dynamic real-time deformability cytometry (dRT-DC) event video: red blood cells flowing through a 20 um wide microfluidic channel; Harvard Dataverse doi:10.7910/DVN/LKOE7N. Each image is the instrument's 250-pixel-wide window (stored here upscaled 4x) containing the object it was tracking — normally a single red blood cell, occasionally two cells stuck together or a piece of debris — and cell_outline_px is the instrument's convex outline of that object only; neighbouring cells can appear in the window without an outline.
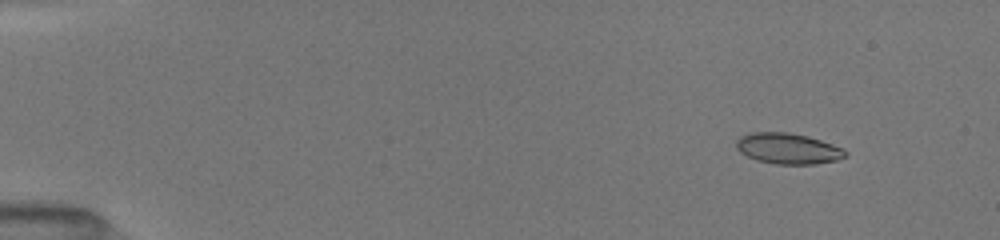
{"species": "common noctule bat (a hibernating species)", "species_latin": "Nyctalus noctula", "temperature_condition": "room temperature", "stored_images_in_passage": 59, "camera_frame_rate_fps": 3000, "um_per_image_px": 0.085, "animal": {"sex": "female", "body_mass_g": 19.5, "forearm_length_mm": 54.1}, "frame": {"image": 1, "passage_image": 9, "time_ms": 1.667, "image_size_px": [1000, 240], "cell_outline_px": [[848, 156], [836, 160], [816, 164], [776, 164], [756, 160], [740, 152], [736, 148], [736, 140], [740, 136], [752, 132], [788, 132], [808, 136], [844, 148], [848, 152]], "centroid_in_image_um": [66.99, 12.62], "position_along_channel_um": 18.0, "area_um2": 19.71}}
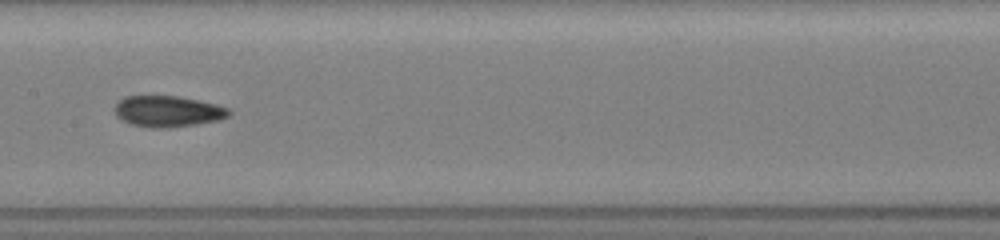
{"frame": {"image": 2, "passage_image": 28, "time_ms": 9.0, "image_size_px": [1000, 240], "cell_outline_px": [[232, 112], [228, 116], [220, 120], [196, 124], [168, 128], [152, 128], [132, 124], [120, 120], [116, 116], [116, 104], [124, 96], [176, 96], [216, 104], [228, 108]], "centroid_in_image_um": [14.27, 9.47], "position_along_channel_um": 193.1, "area_um2": 20.63}}
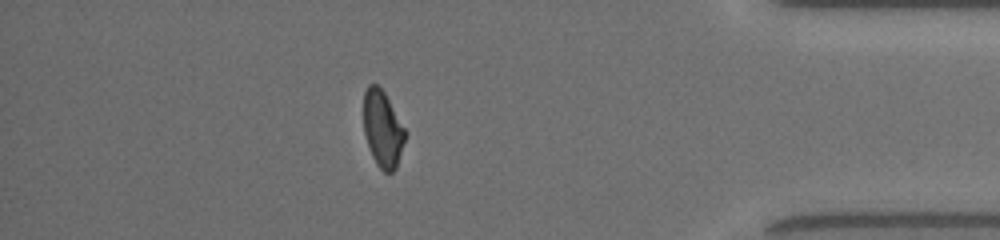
{"frame": {"image": 3, "passage_image": 52, "time_ms": 15.0, "image_size_px": [1000, 240], "cell_outline_px": [[404, 140], [396, 168], [392, 172], [384, 172], [376, 164], [372, 156], [364, 132], [364, 92], [368, 84], [376, 84], [384, 92], [404, 128]], "centroid_in_image_um": [32.5, 10.96], "position_along_channel_um": 402.7, "area_um2": 18.03}, "authors_computed_cell_mechanics": {"area_um2": 19.5942, "velocity_mm_per_s": 4.0398, "shape_relaxation_time_tau1_ms": null, "shape_relaxation_time_tau2_ms": 3.1968, "deformation_change_tau1": null, "deformation_change_tau2": 0.081}}